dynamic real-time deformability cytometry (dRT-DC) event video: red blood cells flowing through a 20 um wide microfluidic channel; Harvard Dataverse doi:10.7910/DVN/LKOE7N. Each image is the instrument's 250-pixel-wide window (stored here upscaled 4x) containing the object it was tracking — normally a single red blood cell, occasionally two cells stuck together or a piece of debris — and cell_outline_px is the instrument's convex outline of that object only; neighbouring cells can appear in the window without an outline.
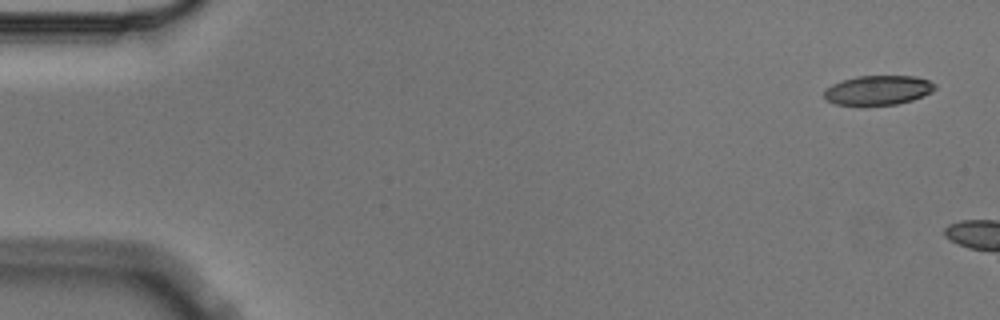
{"species": "Egyptian fruit bat (a non-hibernating species)", "species_latin": "Rousettus aegyptiacus", "temperature_condition": "cold", "stored_images_in_passage": 3, "camera_frame_rate_fps": 3000, "um_per_image_px": 0.085, "animal": {"sex": "male"}, "frame": {"image": 1, "passage_image": 1, "time_ms": 0.0, "image_size_px": [1000, 320], "cell_outline_px": [[936, 88], [932, 92], [912, 100], [896, 104], [836, 104], [828, 100], [824, 96], [824, 88], [832, 84], [856, 76], [916, 76], [928, 80], [936, 84]], "centroid_in_image_um": [74.66, 7.64], "position_along_channel_um": 10.3, "area_um2": 18.79}}